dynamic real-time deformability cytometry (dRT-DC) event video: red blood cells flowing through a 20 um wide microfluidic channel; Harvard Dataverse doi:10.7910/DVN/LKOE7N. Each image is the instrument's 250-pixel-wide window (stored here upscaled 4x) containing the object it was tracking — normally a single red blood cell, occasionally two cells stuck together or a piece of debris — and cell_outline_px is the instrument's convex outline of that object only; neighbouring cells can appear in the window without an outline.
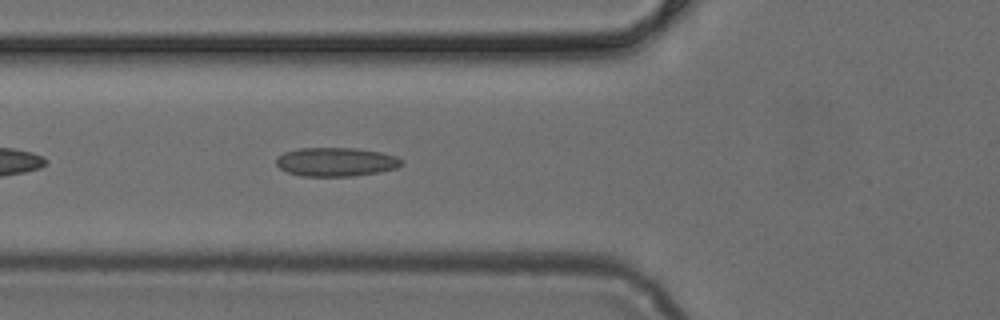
{"species": "common noctule bat (a hibernating species)", "species_latin": "Nyctalus noctula", "temperature_condition": "cold", "stored_images_in_passage": 35, "camera_frame_rate_fps": 3000, "um_per_image_px": 0.085, "animal": {"sex": "female", "body_mass_g": 24.6, "forearm_length_mm": 56.2}, "frame": {"image": 1, "passage_image": 5, "time_ms": 1.333, "image_size_px": [1000, 320], "cell_outline_px": [[404, 164], [396, 168], [376, 172], [352, 176], [300, 176], [288, 172], [280, 168], [276, 164], [276, 160], [284, 152], [300, 148], [356, 148], [380, 152], [396, 156], [404, 160]], "centroid_in_image_um": [28.58, 13.76], "position_along_channel_um": 97.2, "area_um2": 20.98}}
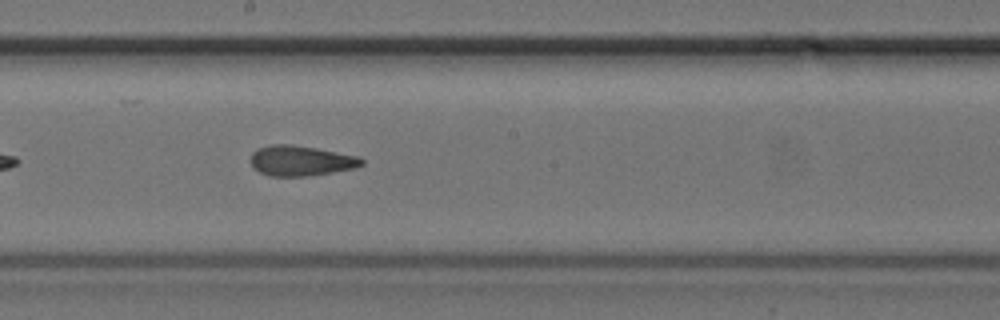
{"frame": {"image": 2, "passage_image": 14, "time_ms": 4.333, "image_size_px": [1000, 320], "cell_outline_px": [[364, 164], [356, 168], [308, 176], [272, 176], [260, 172], [248, 160], [252, 152], [256, 148], [272, 144], [292, 144], [316, 148], [360, 156], [364, 160]], "centroid_in_image_um": [25.58, 13.65], "position_along_channel_um": 222.6, "area_um2": 19.77}}
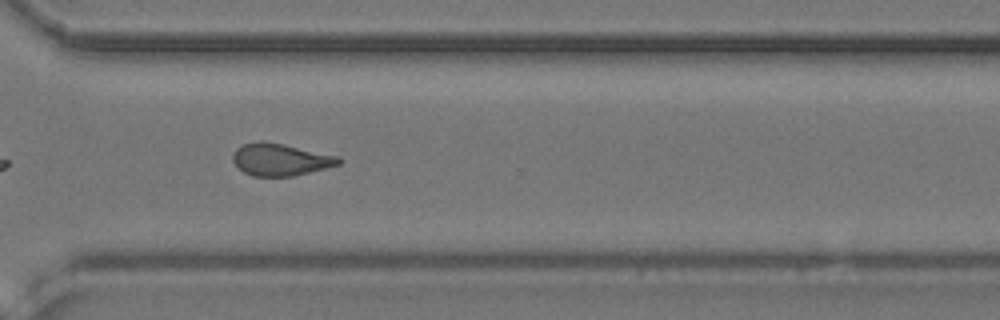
{"frame": {"image": 3, "passage_image": 23, "time_ms": 7.333, "image_size_px": [1000, 320], "cell_outline_px": [[344, 160], [340, 164], [292, 176], [252, 176], [244, 172], [232, 160], [232, 156], [236, 148], [244, 144], [260, 140], [284, 144], [340, 156]], "centroid_in_image_um": [23.85, 13.55], "position_along_channel_um": 346.7, "area_um2": 19.83}}